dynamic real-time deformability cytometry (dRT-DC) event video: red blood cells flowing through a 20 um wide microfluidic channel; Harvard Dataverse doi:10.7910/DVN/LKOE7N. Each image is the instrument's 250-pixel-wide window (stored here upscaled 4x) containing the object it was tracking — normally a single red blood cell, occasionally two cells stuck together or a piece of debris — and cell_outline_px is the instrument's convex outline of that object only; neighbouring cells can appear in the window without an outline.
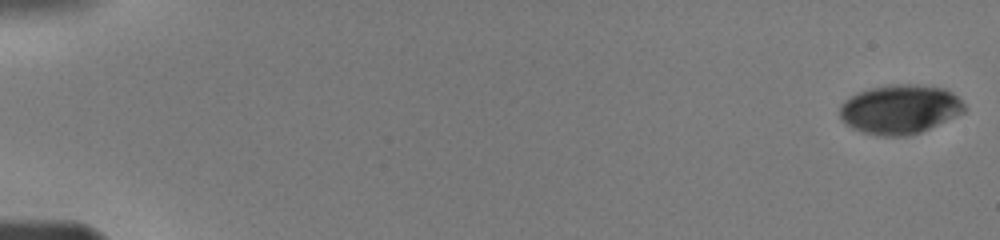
{"species": "human", "species_latin": "Homo sapiens", "temperature_condition": "warm", "stored_images_in_passage": 36, "camera_frame_rate_fps": 3000, "um_per_image_px": 0.085, "donor": {"sex": "male"}, "frame": {"image": 1, "passage_image": 1, "time_ms": 0.0, "image_size_px": [1000, 240], "cell_outline_px": [[968, 108], [964, 112], [920, 132], [908, 136], [880, 136], [864, 132], [852, 128], [840, 116], [840, 104], [844, 100], [860, 92], [872, 88], [892, 84], [916, 84], [944, 88], [952, 92]], "centroid_in_image_um": [76.51, 9.28], "position_along_channel_um": 8.5, "area_um2": 35.43}}
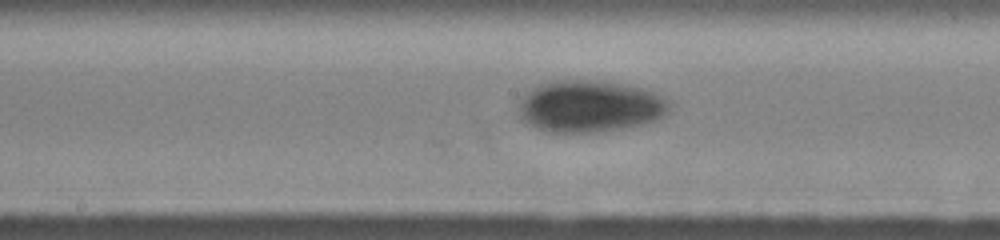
{"frame": {"image": 2, "passage_image": 21, "time_ms": 9.0, "image_size_px": [1000, 240], "cell_outline_px": [[672, 104], [668, 112], [664, 116], [640, 124], [616, 128], [588, 132], [556, 132], [536, 128], [524, 120], [520, 108], [520, 100], [528, 92], [540, 84], [572, 80], [580, 80], [616, 84], [640, 88], [652, 92], [668, 100]], "centroid_in_image_um": [50.15, 9.04], "position_along_channel_um": 198.1, "area_um2": 43.87}}
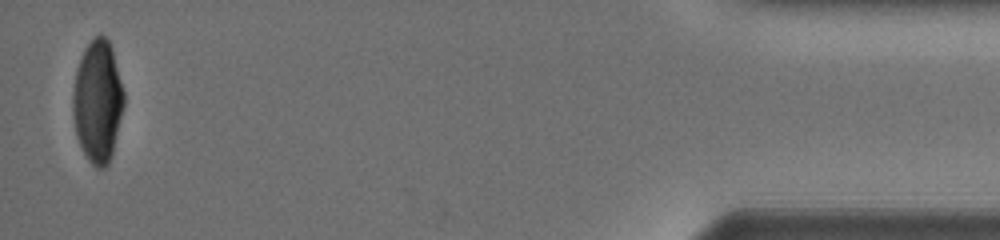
{"frame": {"image": 3, "passage_image": 36, "time_ms": 16.333, "image_size_px": [1000, 240], "cell_outline_px": [[124, 104], [112, 152], [108, 164], [104, 168], [96, 168], [88, 160], [76, 136], [72, 112], [72, 96], [76, 68], [84, 48], [96, 36], [104, 36], [108, 40], [112, 48], [124, 92]], "centroid_in_image_um": [8.28, 8.61], "position_along_channel_um": 426.9, "area_um2": 36.18}}